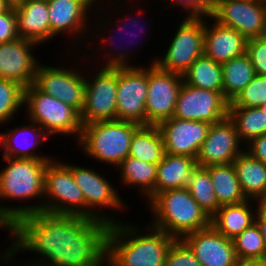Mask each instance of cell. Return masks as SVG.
Masks as SVG:
<instances>
[{
	"mask_svg": "<svg viewBox=\"0 0 266 266\" xmlns=\"http://www.w3.org/2000/svg\"><path fill=\"white\" fill-rule=\"evenodd\" d=\"M162 134L157 125H141L131 139L129 156L158 164L165 156Z\"/></svg>",
	"mask_w": 266,
	"mask_h": 266,
	"instance_id": "83f0119b",
	"label": "cell"
},
{
	"mask_svg": "<svg viewBox=\"0 0 266 266\" xmlns=\"http://www.w3.org/2000/svg\"><path fill=\"white\" fill-rule=\"evenodd\" d=\"M66 165L70 168L75 183L83 191L85 197V217L101 220L109 224L119 222L118 219L108 216V213L106 214L102 210L108 208L113 211V209L119 210L124 208L122 198L110 182L102 174H98V171L95 172L91 168L75 166L73 164Z\"/></svg>",
	"mask_w": 266,
	"mask_h": 266,
	"instance_id": "30bf717a",
	"label": "cell"
},
{
	"mask_svg": "<svg viewBox=\"0 0 266 266\" xmlns=\"http://www.w3.org/2000/svg\"><path fill=\"white\" fill-rule=\"evenodd\" d=\"M121 172V182L125 186L140 188L139 193L145 195L147 203L154 197L157 164L147 163L135 157L128 156L116 167Z\"/></svg>",
	"mask_w": 266,
	"mask_h": 266,
	"instance_id": "4316f807",
	"label": "cell"
},
{
	"mask_svg": "<svg viewBox=\"0 0 266 266\" xmlns=\"http://www.w3.org/2000/svg\"><path fill=\"white\" fill-rule=\"evenodd\" d=\"M163 137L165 152L196 159L211 124L203 121L169 118L158 125Z\"/></svg>",
	"mask_w": 266,
	"mask_h": 266,
	"instance_id": "ac0fdd59",
	"label": "cell"
},
{
	"mask_svg": "<svg viewBox=\"0 0 266 266\" xmlns=\"http://www.w3.org/2000/svg\"><path fill=\"white\" fill-rule=\"evenodd\" d=\"M46 198V199H45ZM41 201V202H40ZM43 201V202H42ZM85 216V197L65 162L52 158L45 169L44 199L27 206H0V228H9L17 219L33 213Z\"/></svg>",
	"mask_w": 266,
	"mask_h": 266,
	"instance_id": "3957f363",
	"label": "cell"
},
{
	"mask_svg": "<svg viewBox=\"0 0 266 266\" xmlns=\"http://www.w3.org/2000/svg\"><path fill=\"white\" fill-rule=\"evenodd\" d=\"M3 159L8 165L0 171V200L44 199L45 169L51 160Z\"/></svg>",
	"mask_w": 266,
	"mask_h": 266,
	"instance_id": "ba28073f",
	"label": "cell"
},
{
	"mask_svg": "<svg viewBox=\"0 0 266 266\" xmlns=\"http://www.w3.org/2000/svg\"><path fill=\"white\" fill-rule=\"evenodd\" d=\"M14 5L5 13L0 14V44L18 39Z\"/></svg>",
	"mask_w": 266,
	"mask_h": 266,
	"instance_id": "ab89813d",
	"label": "cell"
},
{
	"mask_svg": "<svg viewBox=\"0 0 266 266\" xmlns=\"http://www.w3.org/2000/svg\"><path fill=\"white\" fill-rule=\"evenodd\" d=\"M23 106L28 119L37 123L49 137L76 135L78 142L82 124L80 113L64 102L40 91L34 84L24 89Z\"/></svg>",
	"mask_w": 266,
	"mask_h": 266,
	"instance_id": "8992f818",
	"label": "cell"
},
{
	"mask_svg": "<svg viewBox=\"0 0 266 266\" xmlns=\"http://www.w3.org/2000/svg\"><path fill=\"white\" fill-rule=\"evenodd\" d=\"M233 164L246 199L261 202L266 197V165L245 150Z\"/></svg>",
	"mask_w": 266,
	"mask_h": 266,
	"instance_id": "d4e9b609",
	"label": "cell"
},
{
	"mask_svg": "<svg viewBox=\"0 0 266 266\" xmlns=\"http://www.w3.org/2000/svg\"><path fill=\"white\" fill-rule=\"evenodd\" d=\"M196 167V159L192 157L166 153L157 164L154 196L165 190L186 188Z\"/></svg>",
	"mask_w": 266,
	"mask_h": 266,
	"instance_id": "cb8c5ba5",
	"label": "cell"
},
{
	"mask_svg": "<svg viewBox=\"0 0 266 266\" xmlns=\"http://www.w3.org/2000/svg\"><path fill=\"white\" fill-rule=\"evenodd\" d=\"M152 226L175 239L211 225V217L192 198L187 188L170 189L156 194L148 203Z\"/></svg>",
	"mask_w": 266,
	"mask_h": 266,
	"instance_id": "277c9868",
	"label": "cell"
},
{
	"mask_svg": "<svg viewBox=\"0 0 266 266\" xmlns=\"http://www.w3.org/2000/svg\"><path fill=\"white\" fill-rule=\"evenodd\" d=\"M204 17V18H203ZM204 16H184L164 56L151 61L160 69L183 75L191 64L204 54Z\"/></svg>",
	"mask_w": 266,
	"mask_h": 266,
	"instance_id": "52a82bcc",
	"label": "cell"
},
{
	"mask_svg": "<svg viewBox=\"0 0 266 266\" xmlns=\"http://www.w3.org/2000/svg\"><path fill=\"white\" fill-rule=\"evenodd\" d=\"M192 198L212 217L221 207L214 186L211 181L210 173L205 167L197 166L191 173V177L186 187Z\"/></svg>",
	"mask_w": 266,
	"mask_h": 266,
	"instance_id": "d6a6232c",
	"label": "cell"
},
{
	"mask_svg": "<svg viewBox=\"0 0 266 266\" xmlns=\"http://www.w3.org/2000/svg\"><path fill=\"white\" fill-rule=\"evenodd\" d=\"M14 10L19 38L39 45L51 40L47 0H17Z\"/></svg>",
	"mask_w": 266,
	"mask_h": 266,
	"instance_id": "44dd1931",
	"label": "cell"
},
{
	"mask_svg": "<svg viewBox=\"0 0 266 266\" xmlns=\"http://www.w3.org/2000/svg\"><path fill=\"white\" fill-rule=\"evenodd\" d=\"M211 177L219 204H239L246 201L233 163L205 167Z\"/></svg>",
	"mask_w": 266,
	"mask_h": 266,
	"instance_id": "f1b7e54d",
	"label": "cell"
},
{
	"mask_svg": "<svg viewBox=\"0 0 266 266\" xmlns=\"http://www.w3.org/2000/svg\"><path fill=\"white\" fill-rule=\"evenodd\" d=\"M238 266H266V259L240 262Z\"/></svg>",
	"mask_w": 266,
	"mask_h": 266,
	"instance_id": "ee69618b",
	"label": "cell"
},
{
	"mask_svg": "<svg viewBox=\"0 0 266 266\" xmlns=\"http://www.w3.org/2000/svg\"><path fill=\"white\" fill-rule=\"evenodd\" d=\"M37 46L36 42L23 38L0 44V78L15 82L24 89L34 84L41 63L31 51Z\"/></svg>",
	"mask_w": 266,
	"mask_h": 266,
	"instance_id": "e0dca14e",
	"label": "cell"
},
{
	"mask_svg": "<svg viewBox=\"0 0 266 266\" xmlns=\"http://www.w3.org/2000/svg\"><path fill=\"white\" fill-rule=\"evenodd\" d=\"M126 224L119 221L109 226L106 237L107 266H164L175 238L151 224L145 227L146 231Z\"/></svg>",
	"mask_w": 266,
	"mask_h": 266,
	"instance_id": "7a4b0ae2",
	"label": "cell"
},
{
	"mask_svg": "<svg viewBox=\"0 0 266 266\" xmlns=\"http://www.w3.org/2000/svg\"><path fill=\"white\" fill-rule=\"evenodd\" d=\"M246 54L255 73L266 76V36L247 40Z\"/></svg>",
	"mask_w": 266,
	"mask_h": 266,
	"instance_id": "74e56055",
	"label": "cell"
},
{
	"mask_svg": "<svg viewBox=\"0 0 266 266\" xmlns=\"http://www.w3.org/2000/svg\"><path fill=\"white\" fill-rule=\"evenodd\" d=\"M228 117L235 124L241 142L245 141V144L266 134V114L258 107H229Z\"/></svg>",
	"mask_w": 266,
	"mask_h": 266,
	"instance_id": "1f68e13d",
	"label": "cell"
},
{
	"mask_svg": "<svg viewBox=\"0 0 266 266\" xmlns=\"http://www.w3.org/2000/svg\"><path fill=\"white\" fill-rule=\"evenodd\" d=\"M13 5L12 0H0V14L7 12Z\"/></svg>",
	"mask_w": 266,
	"mask_h": 266,
	"instance_id": "f6af8a7d",
	"label": "cell"
},
{
	"mask_svg": "<svg viewBox=\"0 0 266 266\" xmlns=\"http://www.w3.org/2000/svg\"><path fill=\"white\" fill-rule=\"evenodd\" d=\"M260 205L266 209V197L260 202Z\"/></svg>",
	"mask_w": 266,
	"mask_h": 266,
	"instance_id": "bcb514c9",
	"label": "cell"
},
{
	"mask_svg": "<svg viewBox=\"0 0 266 266\" xmlns=\"http://www.w3.org/2000/svg\"><path fill=\"white\" fill-rule=\"evenodd\" d=\"M109 226L80 215L28 214L7 228L13 243L0 261L10 265L16 254L29 251L38 258L24 266H105Z\"/></svg>",
	"mask_w": 266,
	"mask_h": 266,
	"instance_id": "6da1fadb",
	"label": "cell"
},
{
	"mask_svg": "<svg viewBox=\"0 0 266 266\" xmlns=\"http://www.w3.org/2000/svg\"><path fill=\"white\" fill-rule=\"evenodd\" d=\"M232 241L239 262L265 259L263 238L256 223L244 229Z\"/></svg>",
	"mask_w": 266,
	"mask_h": 266,
	"instance_id": "836d02e7",
	"label": "cell"
},
{
	"mask_svg": "<svg viewBox=\"0 0 266 266\" xmlns=\"http://www.w3.org/2000/svg\"><path fill=\"white\" fill-rule=\"evenodd\" d=\"M118 67L117 120L146 125L148 66Z\"/></svg>",
	"mask_w": 266,
	"mask_h": 266,
	"instance_id": "4fadbf2b",
	"label": "cell"
},
{
	"mask_svg": "<svg viewBox=\"0 0 266 266\" xmlns=\"http://www.w3.org/2000/svg\"><path fill=\"white\" fill-rule=\"evenodd\" d=\"M241 143L236 126L229 117L212 123L198 151L196 164L199 167H209L233 163L244 151Z\"/></svg>",
	"mask_w": 266,
	"mask_h": 266,
	"instance_id": "2e32d148",
	"label": "cell"
},
{
	"mask_svg": "<svg viewBox=\"0 0 266 266\" xmlns=\"http://www.w3.org/2000/svg\"><path fill=\"white\" fill-rule=\"evenodd\" d=\"M48 14L51 26V38L60 33H67L69 37H75L80 43L81 37L85 34V29H90L87 22L90 13L94 10L97 0H47ZM95 4V5H94ZM93 6V7H92ZM88 13V14H87ZM87 24V25H86ZM67 31V32H66ZM80 33V34H79Z\"/></svg>",
	"mask_w": 266,
	"mask_h": 266,
	"instance_id": "ffe728a7",
	"label": "cell"
},
{
	"mask_svg": "<svg viewBox=\"0 0 266 266\" xmlns=\"http://www.w3.org/2000/svg\"><path fill=\"white\" fill-rule=\"evenodd\" d=\"M171 1L168 4V7L172 8L171 6L178 5L185 9L188 13L184 16H204L209 14L210 6L208 0H169Z\"/></svg>",
	"mask_w": 266,
	"mask_h": 266,
	"instance_id": "60d3db41",
	"label": "cell"
},
{
	"mask_svg": "<svg viewBox=\"0 0 266 266\" xmlns=\"http://www.w3.org/2000/svg\"><path fill=\"white\" fill-rule=\"evenodd\" d=\"M209 15L247 40L266 36V0H217Z\"/></svg>",
	"mask_w": 266,
	"mask_h": 266,
	"instance_id": "9c48e42d",
	"label": "cell"
},
{
	"mask_svg": "<svg viewBox=\"0 0 266 266\" xmlns=\"http://www.w3.org/2000/svg\"><path fill=\"white\" fill-rule=\"evenodd\" d=\"M266 103V76L255 75L229 107L260 108Z\"/></svg>",
	"mask_w": 266,
	"mask_h": 266,
	"instance_id": "d590c367",
	"label": "cell"
},
{
	"mask_svg": "<svg viewBox=\"0 0 266 266\" xmlns=\"http://www.w3.org/2000/svg\"><path fill=\"white\" fill-rule=\"evenodd\" d=\"M93 79L86 78L85 104L80 113L82 126L96 122L117 120V82L118 67H101L92 74Z\"/></svg>",
	"mask_w": 266,
	"mask_h": 266,
	"instance_id": "8fae6325",
	"label": "cell"
},
{
	"mask_svg": "<svg viewBox=\"0 0 266 266\" xmlns=\"http://www.w3.org/2000/svg\"><path fill=\"white\" fill-rule=\"evenodd\" d=\"M140 126L123 120L88 123L77 143L86 156L115 168L129 156L132 136Z\"/></svg>",
	"mask_w": 266,
	"mask_h": 266,
	"instance_id": "5b68a950",
	"label": "cell"
},
{
	"mask_svg": "<svg viewBox=\"0 0 266 266\" xmlns=\"http://www.w3.org/2000/svg\"><path fill=\"white\" fill-rule=\"evenodd\" d=\"M221 65L223 95L229 102H232L251 82L256 73L246 53Z\"/></svg>",
	"mask_w": 266,
	"mask_h": 266,
	"instance_id": "f546056e",
	"label": "cell"
},
{
	"mask_svg": "<svg viewBox=\"0 0 266 266\" xmlns=\"http://www.w3.org/2000/svg\"><path fill=\"white\" fill-rule=\"evenodd\" d=\"M164 266H202L182 239H175L165 257Z\"/></svg>",
	"mask_w": 266,
	"mask_h": 266,
	"instance_id": "8d00e7d4",
	"label": "cell"
},
{
	"mask_svg": "<svg viewBox=\"0 0 266 266\" xmlns=\"http://www.w3.org/2000/svg\"><path fill=\"white\" fill-rule=\"evenodd\" d=\"M259 205V206H258ZM257 205L255 214V223L259 227L261 236L263 238L265 248V259H266V209L263 208L260 203Z\"/></svg>",
	"mask_w": 266,
	"mask_h": 266,
	"instance_id": "7bdbcfd3",
	"label": "cell"
},
{
	"mask_svg": "<svg viewBox=\"0 0 266 266\" xmlns=\"http://www.w3.org/2000/svg\"><path fill=\"white\" fill-rule=\"evenodd\" d=\"M148 66V94L146 97V125H158L173 117L183 76L164 71L155 63Z\"/></svg>",
	"mask_w": 266,
	"mask_h": 266,
	"instance_id": "9a60e30c",
	"label": "cell"
},
{
	"mask_svg": "<svg viewBox=\"0 0 266 266\" xmlns=\"http://www.w3.org/2000/svg\"><path fill=\"white\" fill-rule=\"evenodd\" d=\"M261 111L266 114V103L260 107Z\"/></svg>",
	"mask_w": 266,
	"mask_h": 266,
	"instance_id": "7dc6e473",
	"label": "cell"
},
{
	"mask_svg": "<svg viewBox=\"0 0 266 266\" xmlns=\"http://www.w3.org/2000/svg\"><path fill=\"white\" fill-rule=\"evenodd\" d=\"M83 72L72 68H58L39 65L34 85L43 93L70 105L79 113L82 112L86 96V77Z\"/></svg>",
	"mask_w": 266,
	"mask_h": 266,
	"instance_id": "7c38bea8",
	"label": "cell"
},
{
	"mask_svg": "<svg viewBox=\"0 0 266 266\" xmlns=\"http://www.w3.org/2000/svg\"><path fill=\"white\" fill-rule=\"evenodd\" d=\"M205 21L204 54L217 63H224L246 53L247 39L233 28L219 24L209 14ZM209 23V24H208Z\"/></svg>",
	"mask_w": 266,
	"mask_h": 266,
	"instance_id": "7402d4cb",
	"label": "cell"
},
{
	"mask_svg": "<svg viewBox=\"0 0 266 266\" xmlns=\"http://www.w3.org/2000/svg\"><path fill=\"white\" fill-rule=\"evenodd\" d=\"M229 103L221 92L196 88L183 82L178 92L173 117L209 124L217 123L228 117Z\"/></svg>",
	"mask_w": 266,
	"mask_h": 266,
	"instance_id": "5bb4252c",
	"label": "cell"
},
{
	"mask_svg": "<svg viewBox=\"0 0 266 266\" xmlns=\"http://www.w3.org/2000/svg\"><path fill=\"white\" fill-rule=\"evenodd\" d=\"M217 0H208L209 6L211 7Z\"/></svg>",
	"mask_w": 266,
	"mask_h": 266,
	"instance_id": "c3c4849f",
	"label": "cell"
},
{
	"mask_svg": "<svg viewBox=\"0 0 266 266\" xmlns=\"http://www.w3.org/2000/svg\"><path fill=\"white\" fill-rule=\"evenodd\" d=\"M189 246L202 266H238L233 241L219 233L212 225L185 235Z\"/></svg>",
	"mask_w": 266,
	"mask_h": 266,
	"instance_id": "d6986e66",
	"label": "cell"
},
{
	"mask_svg": "<svg viewBox=\"0 0 266 266\" xmlns=\"http://www.w3.org/2000/svg\"><path fill=\"white\" fill-rule=\"evenodd\" d=\"M182 76L187 85L223 94L222 65L205 54L198 57Z\"/></svg>",
	"mask_w": 266,
	"mask_h": 266,
	"instance_id": "4dcf8cb0",
	"label": "cell"
},
{
	"mask_svg": "<svg viewBox=\"0 0 266 266\" xmlns=\"http://www.w3.org/2000/svg\"><path fill=\"white\" fill-rule=\"evenodd\" d=\"M246 146L245 151L266 165V134L254 138Z\"/></svg>",
	"mask_w": 266,
	"mask_h": 266,
	"instance_id": "b9f144b4",
	"label": "cell"
},
{
	"mask_svg": "<svg viewBox=\"0 0 266 266\" xmlns=\"http://www.w3.org/2000/svg\"><path fill=\"white\" fill-rule=\"evenodd\" d=\"M24 88L12 81L0 78V126L9 123L23 106Z\"/></svg>",
	"mask_w": 266,
	"mask_h": 266,
	"instance_id": "e575fe53",
	"label": "cell"
},
{
	"mask_svg": "<svg viewBox=\"0 0 266 266\" xmlns=\"http://www.w3.org/2000/svg\"><path fill=\"white\" fill-rule=\"evenodd\" d=\"M131 18V17H130ZM137 18V17H136ZM135 18V19H136ZM132 19V18H131ZM130 19V20H131ZM129 20V19H128ZM127 20V21H128ZM138 20V19H137ZM131 21H134L132 24H133V27L135 26L134 24H136V26H137V23H139L138 21H136V20H131ZM130 22V21H129ZM123 23H125V24H123ZM109 24V26L108 27H110V31L111 32H113L114 31V33H115V31L116 30H114L115 29V25L113 26L112 25V23L111 22H109L108 23ZM123 24V25H122ZM127 24H131V22L130 23H127ZM145 24V23H144ZM125 26L126 25V22H121L120 21V23L119 24H116V26H119L120 27V30L121 29H123L122 28V26ZM128 26V25H127ZM135 26V27H136ZM138 26H140V25H138ZM119 27L118 28H116V29H118V31H119ZM126 27V26H125ZM130 27V26H129ZM114 28V29H113ZM131 28V27H130ZM141 28V27H140ZM142 28H143V26H142ZM113 29V30H112ZM139 29V28H138ZM137 30V29H136ZM120 33V32H119ZM112 35H113V33H112ZM123 35V34H122ZM132 35V34H131ZM115 37V36H114ZM131 37V36H130ZM142 37V36H141ZM135 38V37H134ZM112 40H110V42H111ZM116 41V40H115ZM133 41V40H132ZM113 42V41H112ZM120 42V41H119ZM130 42V41H129ZM118 44V43H117ZM121 44V43H120ZM104 45H108V46H111L110 48L112 49L111 51H113V48H112V45H113V43L111 44V45H109V44H104ZM115 45V44H114ZM129 45V44H128ZM133 46V45H132ZM128 47V46H127ZM115 48V52L117 51V54L115 53V52H111L110 54H112V56H110V57H108L109 59H107V57H106V61H105V63H103V65H102V67H113V68H115V67H134V65L132 64H130L129 63V57L131 56V50L133 49V48H131L129 51H128V48H127V52L125 51V49L126 48H124V50H122L121 51V49H123L122 47H121V49H120V47H119V50H117L118 49V47H117V49H116V47H114ZM114 53V54H113ZM129 56V57H128ZM108 60V61H107ZM127 60H128V62H127ZM129 63V64H128Z\"/></svg>",
	"mask_w": 266,
	"mask_h": 266,
	"instance_id": "f35d334b",
	"label": "cell"
},
{
	"mask_svg": "<svg viewBox=\"0 0 266 266\" xmlns=\"http://www.w3.org/2000/svg\"><path fill=\"white\" fill-rule=\"evenodd\" d=\"M251 201L253 202V200H246L239 204L222 205L211 217V225L228 239H234L244 229L255 223L257 209L251 207L253 205Z\"/></svg>",
	"mask_w": 266,
	"mask_h": 266,
	"instance_id": "484cf974",
	"label": "cell"
},
{
	"mask_svg": "<svg viewBox=\"0 0 266 266\" xmlns=\"http://www.w3.org/2000/svg\"><path fill=\"white\" fill-rule=\"evenodd\" d=\"M28 121L29 125L13 127L7 131L8 133L0 132V146L4 151L3 158L52 160V157H41V154H36V148L41 146L43 141L46 142L49 136L37 123ZM27 136H32L33 139L30 137L29 140Z\"/></svg>",
	"mask_w": 266,
	"mask_h": 266,
	"instance_id": "603a6c76",
	"label": "cell"
}]
</instances>
